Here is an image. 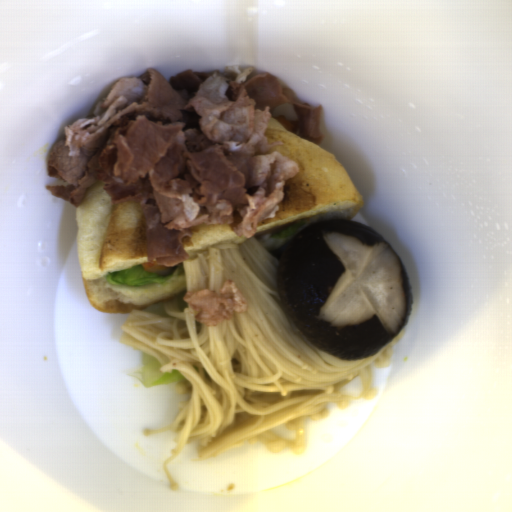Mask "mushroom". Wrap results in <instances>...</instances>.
<instances>
[{
    "instance_id": "obj_1",
    "label": "mushroom",
    "mask_w": 512,
    "mask_h": 512,
    "mask_svg": "<svg viewBox=\"0 0 512 512\" xmlns=\"http://www.w3.org/2000/svg\"><path fill=\"white\" fill-rule=\"evenodd\" d=\"M285 312L315 347L344 361L386 347L409 322L411 283L389 240L355 219L307 224L274 268Z\"/></svg>"
}]
</instances>
